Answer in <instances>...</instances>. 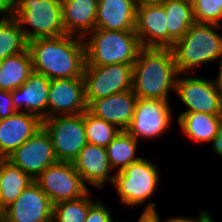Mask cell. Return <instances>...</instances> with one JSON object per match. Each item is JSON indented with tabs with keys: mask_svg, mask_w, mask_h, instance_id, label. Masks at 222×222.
<instances>
[{
	"mask_svg": "<svg viewBox=\"0 0 222 222\" xmlns=\"http://www.w3.org/2000/svg\"><path fill=\"white\" fill-rule=\"evenodd\" d=\"M33 71L52 79L83 78L86 63L83 37L60 35L28 41Z\"/></svg>",
	"mask_w": 222,
	"mask_h": 222,
	"instance_id": "6da1fadb",
	"label": "cell"
},
{
	"mask_svg": "<svg viewBox=\"0 0 222 222\" xmlns=\"http://www.w3.org/2000/svg\"><path fill=\"white\" fill-rule=\"evenodd\" d=\"M178 74L172 49L142 47L133 64L131 90L137 98L169 101Z\"/></svg>",
	"mask_w": 222,
	"mask_h": 222,
	"instance_id": "7a4b0ae2",
	"label": "cell"
},
{
	"mask_svg": "<svg viewBox=\"0 0 222 222\" xmlns=\"http://www.w3.org/2000/svg\"><path fill=\"white\" fill-rule=\"evenodd\" d=\"M222 26L194 23L171 48L179 74H196V68L222 60Z\"/></svg>",
	"mask_w": 222,
	"mask_h": 222,
	"instance_id": "3957f363",
	"label": "cell"
},
{
	"mask_svg": "<svg viewBox=\"0 0 222 222\" xmlns=\"http://www.w3.org/2000/svg\"><path fill=\"white\" fill-rule=\"evenodd\" d=\"M85 66L133 65L142 48L135 31L95 28L84 38Z\"/></svg>",
	"mask_w": 222,
	"mask_h": 222,
	"instance_id": "277c9868",
	"label": "cell"
},
{
	"mask_svg": "<svg viewBox=\"0 0 222 222\" xmlns=\"http://www.w3.org/2000/svg\"><path fill=\"white\" fill-rule=\"evenodd\" d=\"M160 173L157 166L146 157L114 173L112 185L116 188L122 205L132 208L145 205L144 209H156V203L151 198L158 191Z\"/></svg>",
	"mask_w": 222,
	"mask_h": 222,
	"instance_id": "5b68a950",
	"label": "cell"
},
{
	"mask_svg": "<svg viewBox=\"0 0 222 222\" xmlns=\"http://www.w3.org/2000/svg\"><path fill=\"white\" fill-rule=\"evenodd\" d=\"M12 17L27 42L37 38L65 35L61 0H15Z\"/></svg>",
	"mask_w": 222,
	"mask_h": 222,
	"instance_id": "8992f818",
	"label": "cell"
},
{
	"mask_svg": "<svg viewBox=\"0 0 222 222\" xmlns=\"http://www.w3.org/2000/svg\"><path fill=\"white\" fill-rule=\"evenodd\" d=\"M42 126L51 137L58 162H73L87 144L84 113L54 115L42 120Z\"/></svg>",
	"mask_w": 222,
	"mask_h": 222,
	"instance_id": "52a82bcc",
	"label": "cell"
},
{
	"mask_svg": "<svg viewBox=\"0 0 222 222\" xmlns=\"http://www.w3.org/2000/svg\"><path fill=\"white\" fill-rule=\"evenodd\" d=\"M190 75L192 73L177 76L175 93L186 108L179 113L222 115V97L213 79Z\"/></svg>",
	"mask_w": 222,
	"mask_h": 222,
	"instance_id": "ba28073f",
	"label": "cell"
},
{
	"mask_svg": "<svg viewBox=\"0 0 222 222\" xmlns=\"http://www.w3.org/2000/svg\"><path fill=\"white\" fill-rule=\"evenodd\" d=\"M170 101L137 98L132 122L126 130L136 140L162 137L173 125Z\"/></svg>",
	"mask_w": 222,
	"mask_h": 222,
	"instance_id": "9c48e42d",
	"label": "cell"
},
{
	"mask_svg": "<svg viewBox=\"0 0 222 222\" xmlns=\"http://www.w3.org/2000/svg\"><path fill=\"white\" fill-rule=\"evenodd\" d=\"M82 77L89 105L93 100L131 90L133 65L85 66Z\"/></svg>",
	"mask_w": 222,
	"mask_h": 222,
	"instance_id": "30bf717a",
	"label": "cell"
},
{
	"mask_svg": "<svg viewBox=\"0 0 222 222\" xmlns=\"http://www.w3.org/2000/svg\"><path fill=\"white\" fill-rule=\"evenodd\" d=\"M34 181L53 205L78 199L90 190L72 162H57L47 167Z\"/></svg>",
	"mask_w": 222,
	"mask_h": 222,
	"instance_id": "8fae6325",
	"label": "cell"
},
{
	"mask_svg": "<svg viewBox=\"0 0 222 222\" xmlns=\"http://www.w3.org/2000/svg\"><path fill=\"white\" fill-rule=\"evenodd\" d=\"M6 159L33 180L47 167L58 162L51 137L43 126Z\"/></svg>",
	"mask_w": 222,
	"mask_h": 222,
	"instance_id": "7c38bea8",
	"label": "cell"
},
{
	"mask_svg": "<svg viewBox=\"0 0 222 222\" xmlns=\"http://www.w3.org/2000/svg\"><path fill=\"white\" fill-rule=\"evenodd\" d=\"M53 203L33 181L0 213V222H52Z\"/></svg>",
	"mask_w": 222,
	"mask_h": 222,
	"instance_id": "4fadbf2b",
	"label": "cell"
},
{
	"mask_svg": "<svg viewBox=\"0 0 222 222\" xmlns=\"http://www.w3.org/2000/svg\"><path fill=\"white\" fill-rule=\"evenodd\" d=\"M88 109L83 78L52 79L48 94V118L76 115Z\"/></svg>",
	"mask_w": 222,
	"mask_h": 222,
	"instance_id": "5bb4252c",
	"label": "cell"
},
{
	"mask_svg": "<svg viewBox=\"0 0 222 222\" xmlns=\"http://www.w3.org/2000/svg\"><path fill=\"white\" fill-rule=\"evenodd\" d=\"M135 33L141 47L167 48V15L160 2L137 3Z\"/></svg>",
	"mask_w": 222,
	"mask_h": 222,
	"instance_id": "9a60e30c",
	"label": "cell"
},
{
	"mask_svg": "<svg viewBox=\"0 0 222 222\" xmlns=\"http://www.w3.org/2000/svg\"><path fill=\"white\" fill-rule=\"evenodd\" d=\"M72 163L87 187L105 189L107 182L112 186L115 174L106 148L87 143Z\"/></svg>",
	"mask_w": 222,
	"mask_h": 222,
	"instance_id": "2e32d148",
	"label": "cell"
},
{
	"mask_svg": "<svg viewBox=\"0 0 222 222\" xmlns=\"http://www.w3.org/2000/svg\"><path fill=\"white\" fill-rule=\"evenodd\" d=\"M50 81L43 74L33 71L21 87L11 91L15 109L34 114L41 120L47 119Z\"/></svg>",
	"mask_w": 222,
	"mask_h": 222,
	"instance_id": "e0dca14e",
	"label": "cell"
},
{
	"mask_svg": "<svg viewBox=\"0 0 222 222\" xmlns=\"http://www.w3.org/2000/svg\"><path fill=\"white\" fill-rule=\"evenodd\" d=\"M41 127L42 120L26 112L17 111L0 120V157L6 159Z\"/></svg>",
	"mask_w": 222,
	"mask_h": 222,
	"instance_id": "ac0fdd59",
	"label": "cell"
},
{
	"mask_svg": "<svg viewBox=\"0 0 222 222\" xmlns=\"http://www.w3.org/2000/svg\"><path fill=\"white\" fill-rule=\"evenodd\" d=\"M137 97L132 90L113 94L105 98L93 100L88 105V111L115 125L120 130H127L130 126Z\"/></svg>",
	"mask_w": 222,
	"mask_h": 222,
	"instance_id": "d6986e66",
	"label": "cell"
},
{
	"mask_svg": "<svg viewBox=\"0 0 222 222\" xmlns=\"http://www.w3.org/2000/svg\"><path fill=\"white\" fill-rule=\"evenodd\" d=\"M137 0H98L96 28L135 31Z\"/></svg>",
	"mask_w": 222,
	"mask_h": 222,
	"instance_id": "ffe728a7",
	"label": "cell"
},
{
	"mask_svg": "<svg viewBox=\"0 0 222 222\" xmlns=\"http://www.w3.org/2000/svg\"><path fill=\"white\" fill-rule=\"evenodd\" d=\"M65 34L85 37L96 28L98 0H61Z\"/></svg>",
	"mask_w": 222,
	"mask_h": 222,
	"instance_id": "44dd1931",
	"label": "cell"
},
{
	"mask_svg": "<svg viewBox=\"0 0 222 222\" xmlns=\"http://www.w3.org/2000/svg\"><path fill=\"white\" fill-rule=\"evenodd\" d=\"M222 115H209L199 112L179 113L175 122L179 124L182 134L199 143H211L213 146L219 133Z\"/></svg>",
	"mask_w": 222,
	"mask_h": 222,
	"instance_id": "7402d4cb",
	"label": "cell"
},
{
	"mask_svg": "<svg viewBox=\"0 0 222 222\" xmlns=\"http://www.w3.org/2000/svg\"><path fill=\"white\" fill-rule=\"evenodd\" d=\"M33 72L32 58L27 48L24 52L0 61V90L13 91L21 87Z\"/></svg>",
	"mask_w": 222,
	"mask_h": 222,
	"instance_id": "603a6c76",
	"label": "cell"
},
{
	"mask_svg": "<svg viewBox=\"0 0 222 222\" xmlns=\"http://www.w3.org/2000/svg\"><path fill=\"white\" fill-rule=\"evenodd\" d=\"M160 3L167 15V48L171 49L195 23L192 4L180 0H163Z\"/></svg>",
	"mask_w": 222,
	"mask_h": 222,
	"instance_id": "cb8c5ba5",
	"label": "cell"
},
{
	"mask_svg": "<svg viewBox=\"0 0 222 222\" xmlns=\"http://www.w3.org/2000/svg\"><path fill=\"white\" fill-rule=\"evenodd\" d=\"M34 180L19 167L1 157L0 213L11 205Z\"/></svg>",
	"mask_w": 222,
	"mask_h": 222,
	"instance_id": "d4e9b609",
	"label": "cell"
},
{
	"mask_svg": "<svg viewBox=\"0 0 222 222\" xmlns=\"http://www.w3.org/2000/svg\"><path fill=\"white\" fill-rule=\"evenodd\" d=\"M139 142L126 130H120L107 145L108 159L113 171H115L113 173L122 171L131 163L137 162L142 158L136 155Z\"/></svg>",
	"mask_w": 222,
	"mask_h": 222,
	"instance_id": "484cf974",
	"label": "cell"
},
{
	"mask_svg": "<svg viewBox=\"0 0 222 222\" xmlns=\"http://www.w3.org/2000/svg\"><path fill=\"white\" fill-rule=\"evenodd\" d=\"M27 48L28 42L16 20L13 17L0 20V61Z\"/></svg>",
	"mask_w": 222,
	"mask_h": 222,
	"instance_id": "4316f807",
	"label": "cell"
},
{
	"mask_svg": "<svg viewBox=\"0 0 222 222\" xmlns=\"http://www.w3.org/2000/svg\"><path fill=\"white\" fill-rule=\"evenodd\" d=\"M91 189L82 197L53 205L52 222H84L89 207L97 200L92 199ZM91 196V197H90Z\"/></svg>",
	"mask_w": 222,
	"mask_h": 222,
	"instance_id": "83f0119b",
	"label": "cell"
},
{
	"mask_svg": "<svg viewBox=\"0 0 222 222\" xmlns=\"http://www.w3.org/2000/svg\"><path fill=\"white\" fill-rule=\"evenodd\" d=\"M84 126L87 143L104 148L120 131L115 125L95 116L88 110L84 112Z\"/></svg>",
	"mask_w": 222,
	"mask_h": 222,
	"instance_id": "f1b7e54d",
	"label": "cell"
},
{
	"mask_svg": "<svg viewBox=\"0 0 222 222\" xmlns=\"http://www.w3.org/2000/svg\"><path fill=\"white\" fill-rule=\"evenodd\" d=\"M192 9L195 23L222 26V3L217 0H194Z\"/></svg>",
	"mask_w": 222,
	"mask_h": 222,
	"instance_id": "f546056e",
	"label": "cell"
},
{
	"mask_svg": "<svg viewBox=\"0 0 222 222\" xmlns=\"http://www.w3.org/2000/svg\"><path fill=\"white\" fill-rule=\"evenodd\" d=\"M99 198L89 207L84 222H114L113 212ZM113 216V217H112Z\"/></svg>",
	"mask_w": 222,
	"mask_h": 222,
	"instance_id": "4dcf8cb0",
	"label": "cell"
},
{
	"mask_svg": "<svg viewBox=\"0 0 222 222\" xmlns=\"http://www.w3.org/2000/svg\"><path fill=\"white\" fill-rule=\"evenodd\" d=\"M17 110L14 107L10 91L0 90V120L13 115Z\"/></svg>",
	"mask_w": 222,
	"mask_h": 222,
	"instance_id": "1f68e13d",
	"label": "cell"
},
{
	"mask_svg": "<svg viewBox=\"0 0 222 222\" xmlns=\"http://www.w3.org/2000/svg\"><path fill=\"white\" fill-rule=\"evenodd\" d=\"M213 220V217L211 215L210 211H207L205 209L199 210L198 216L196 217H183V216H177L173 215L170 217H167V219H164V222H211Z\"/></svg>",
	"mask_w": 222,
	"mask_h": 222,
	"instance_id": "d6a6232c",
	"label": "cell"
},
{
	"mask_svg": "<svg viewBox=\"0 0 222 222\" xmlns=\"http://www.w3.org/2000/svg\"><path fill=\"white\" fill-rule=\"evenodd\" d=\"M15 0H0V20L12 18Z\"/></svg>",
	"mask_w": 222,
	"mask_h": 222,
	"instance_id": "836d02e7",
	"label": "cell"
},
{
	"mask_svg": "<svg viewBox=\"0 0 222 222\" xmlns=\"http://www.w3.org/2000/svg\"><path fill=\"white\" fill-rule=\"evenodd\" d=\"M136 222H164V220L160 218V215L156 209L143 208Z\"/></svg>",
	"mask_w": 222,
	"mask_h": 222,
	"instance_id": "e575fe53",
	"label": "cell"
},
{
	"mask_svg": "<svg viewBox=\"0 0 222 222\" xmlns=\"http://www.w3.org/2000/svg\"><path fill=\"white\" fill-rule=\"evenodd\" d=\"M211 147L213 149V152L215 153L214 155H217L222 159V118H221L219 133L216 136L213 146Z\"/></svg>",
	"mask_w": 222,
	"mask_h": 222,
	"instance_id": "d590c367",
	"label": "cell"
},
{
	"mask_svg": "<svg viewBox=\"0 0 222 222\" xmlns=\"http://www.w3.org/2000/svg\"><path fill=\"white\" fill-rule=\"evenodd\" d=\"M213 81L215 83L217 90L220 92L221 97H222V60L218 63V73L215 80L213 79Z\"/></svg>",
	"mask_w": 222,
	"mask_h": 222,
	"instance_id": "8d00e7d4",
	"label": "cell"
},
{
	"mask_svg": "<svg viewBox=\"0 0 222 222\" xmlns=\"http://www.w3.org/2000/svg\"><path fill=\"white\" fill-rule=\"evenodd\" d=\"M163 0H137V3H144V2H162Z\"/></svg>",
	"mask_w": 222,
	"mask_h": 222,
	"instance_id": "74e56055",
	"label": "cell"
},
{
	"mask_svg": "<svg viewBox=\"0 0 222 222\" xmlns=\"http://www.w3.org/2000/svg\"><path fill=\"white\" fill-rule=\"evenodd\" d=\"M180 1H185V2H188V3H193L194 2V0H180Z\"/></svg>",
	"mask_w": 222,
	"mask_h": 222,
	"instance_id": "f35d334b",
	"label": "cell"
},
{
	"mask_svg": "<svg viewBox=\"0 0 222 222\" xmlns=\"http://www.w3.org/2000/svg\"><path fill=\"white\" fill-rule=\"evenodd\" d=\"M0 174H1V157H0Z\"/></svg>",
	"mask_w": 222,
	"mask_h": 222,
	"instance_id": "ab89813d",
	"label": "cell"
}]
</instances>
